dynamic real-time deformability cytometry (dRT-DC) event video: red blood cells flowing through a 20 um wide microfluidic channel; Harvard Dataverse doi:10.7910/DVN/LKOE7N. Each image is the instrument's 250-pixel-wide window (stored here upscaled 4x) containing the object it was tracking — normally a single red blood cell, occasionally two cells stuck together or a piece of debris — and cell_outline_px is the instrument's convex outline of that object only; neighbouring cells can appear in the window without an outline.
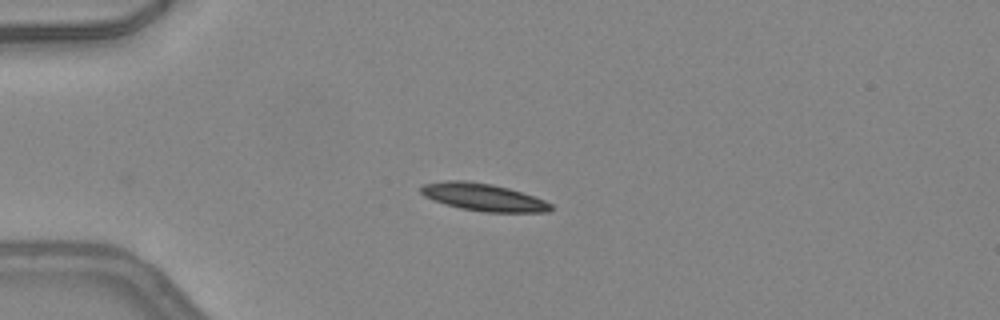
{"species": "common noctule bat (a hibernating species)", "species_latin": "Nyctalus noctula", "temperature_condition": "warm", "stored_images_in_passage": 28, "camera_frame_rate_fps": 3000, "um_per_image_px": 0.085, "animal": {"sex": "female", "body_mass_g": 24.6, "forearm_length_mm": 56.2}, "frame": {"image": 1, "passage_image": 1, "time_ms": 0.0, "image_size_px": [1000, 320], "cell_outline_px": [[552, 208], [548, 212], [484, 212], [460, 208], [444, 204], [432, 200], [424, 196], [420, 192], [420, 188], [424, 184], [444, 180], [468, 180], [492, 184], [508, 188], [544, 200], [552, 204]], "centroid_in_image_um": [41.03, 16.75], "position_along_channel_um": 44.0, "area_um2": 20.81}}
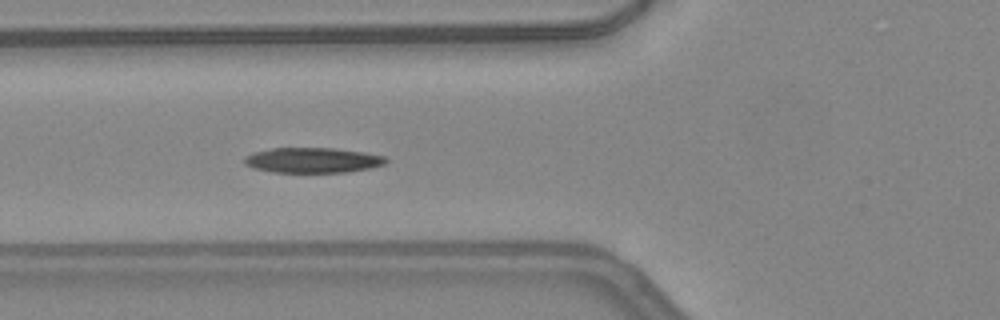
{"frame": {"image": 2, "passage_image": 7, "time_ms": 2.0, "image_size_px": [1000, 320], "cell_outline_px": [[388, 160], [384, 164], [368, 168], [348, 172], [272, 172], [252, 168], [244, 164], [244, 156], [252, 152], [272, 148], [332, 148], [364, 152], [384, 156]], "centroid_in_image_um": [26.52, 13.61], "position_along_channel_um": 99.3, "area_um2": 20.81}}
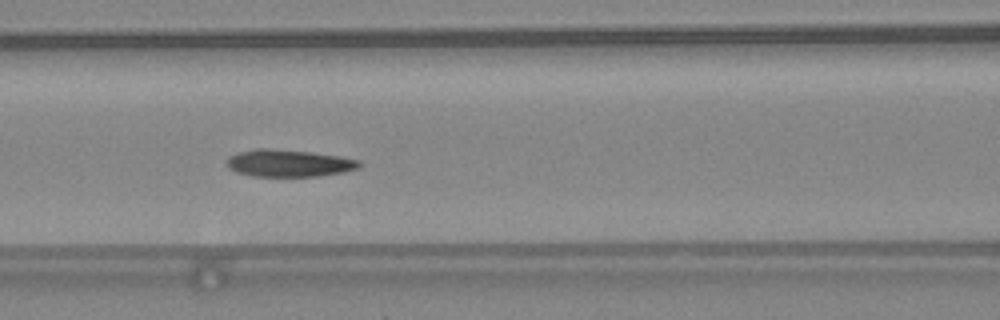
{"frame": {"image": 3, "passage_image": 10, "time_ms": 3.0, "image_size_px": [1000, 320], "cell_outline_px": [[360, 168], [344, 172], [320, 176], [252, 176], [236, 172], [228, 168], [228, 156], [240, 152], [256, 148], [268, 148], [312, 152], [340, 156], [360, 160]], "centroid_in_image_um": [24.57, 13.87], "position_along_channel_um": 142.0, "area_um2": 21.04}, "authors_computed_cell_mechanics": {"area_um2": 20.808, "velocity_mm_per_s": 4.2366, "shape_relaxation_time_tau1_ms": 3.1302, "shape_relaxation_time_tau2_ms": 2.1724, "deformation_change_tau1": 0.1197, "deformation_change_tau2": 0.0939}}